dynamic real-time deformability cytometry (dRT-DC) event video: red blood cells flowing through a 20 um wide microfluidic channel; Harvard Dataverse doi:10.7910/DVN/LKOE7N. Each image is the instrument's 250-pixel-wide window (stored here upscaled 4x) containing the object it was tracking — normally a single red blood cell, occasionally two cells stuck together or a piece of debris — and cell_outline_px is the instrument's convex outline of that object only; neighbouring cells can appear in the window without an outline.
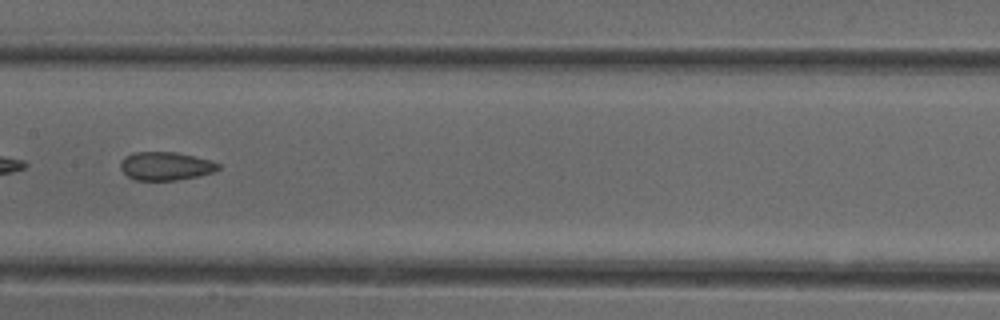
{"species": "common noctule bat (a hibernating species)", "species_latin": "Nyctalus noctula", "temperature_condition": "cold", "stored_images_in_passage": 38, "camera_frame_rate_fps": 3000, "um_per_image_px": 0.085, "animal": {"sex": "female"}, "frame": {"image": 1, "passage_image": 17, "time_ms": 5.333, "image_size_px": [1000, 320], "cell_outline_px": [[220, 168], [212, 172], [196, 176], [176, 180], [136, 180], [128, 176], [120, 168], [120, 164], [124, 156], [132, 152], [176, 152], [212, 160], [220, 164]], "centroid_in_image_um": [14.07, 14.1], "position_along_channel_um": 193.3, "area_um2": 16.13}, "authors_computed_cell_mechanics": {"area_um2": 16.6464, "velocity_mm_per_s": 3.9336, "shape_relaxation_time_tau1_ms": null, "shape_relaxation_time_tau2_ms": 2.1412, "deformation_change_tau1": null, "deformation_change_tau2": 0.0933}}